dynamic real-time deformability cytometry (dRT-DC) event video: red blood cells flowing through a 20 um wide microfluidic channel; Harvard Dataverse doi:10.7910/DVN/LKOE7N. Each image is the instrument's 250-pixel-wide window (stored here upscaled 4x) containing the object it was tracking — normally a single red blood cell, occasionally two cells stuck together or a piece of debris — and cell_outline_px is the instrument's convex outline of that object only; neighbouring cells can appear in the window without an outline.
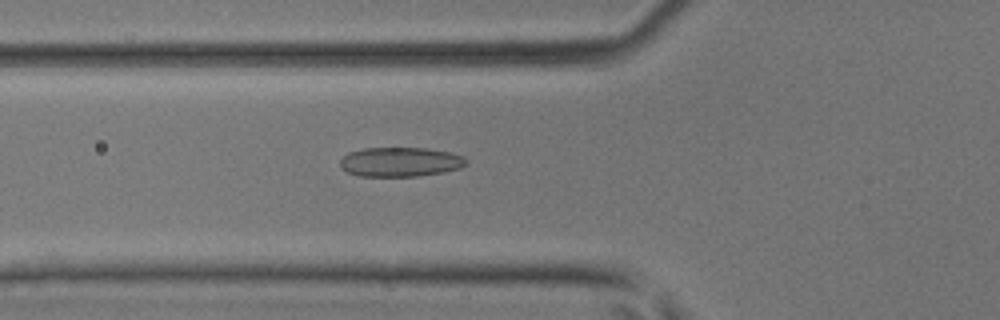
{"species": "common noctule bat (a hibernating species)", "species_latin": "Nyctalus noctula", "temperature_condition": "room temperature", "stored_images_in_passage": 48, "camera_frame_rate_fps": 3000, "um_per_image_px": 0.085, "animal": {"sex": "male", "body_mass_g": 17.9, "forearm_length_mm": 54.2}, "frame": {"image": 1, "passage_image": 18, "time_ms": 5.667, "image_size_px": [1000, 320], "cell_outline_px": [[468, 164], [460, 168], [444, 172], [416, 176], [360, 176], [348, 172], [340, 168], [340, 160], [348, 152], [364, 148], [428, 148], [448, 152], [464, 156], [468, 160]], "centroid_in_image_um": [34.04, 13.76], "position_along_channel_um": 91.8, "area_um2": 21.73}}
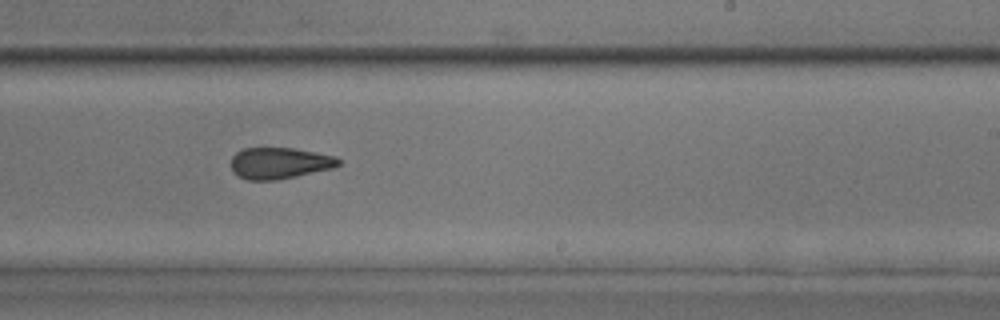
{"frame": {"image": 2, "passage_image": 30, "time_ms": 9.667, "image_size_px": [1000, 320], "cell_outline_px": [[340, 164], [332, 168], [296, 176], [276, 180], [248, 180], [232, 172], [232, 156], [236, 152], [244, 148], [292, 148], [336, 156], [340, 160]], "centroid_in_image_um": [23.75, 13.86], "position_along_channel_um": 265.3, "area_um2": 19.48}}
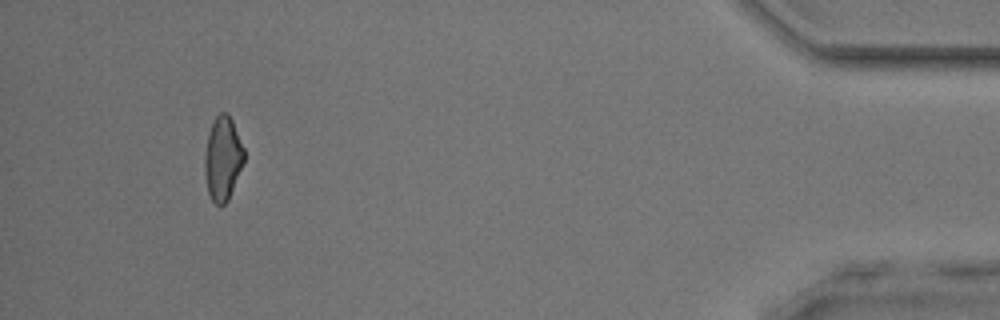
{"frame": {"image": 3, "passage_image": 45, "time_ms": 14.667, "image_size_px": [1000, 320], "cell_outline_px": [[244, 160], [228, 200], [224, 204], [216, 204], [212, 200], [208, 192], [204, 172], [204, 156], [208, 132], [216, 116], [220, 112], [228, 112], [232, 120], [244, 148]], "centroid_in_image_um": [18.92, 13.44], "position_along_channel_um": 416.3, "area_um2": 19.13}}